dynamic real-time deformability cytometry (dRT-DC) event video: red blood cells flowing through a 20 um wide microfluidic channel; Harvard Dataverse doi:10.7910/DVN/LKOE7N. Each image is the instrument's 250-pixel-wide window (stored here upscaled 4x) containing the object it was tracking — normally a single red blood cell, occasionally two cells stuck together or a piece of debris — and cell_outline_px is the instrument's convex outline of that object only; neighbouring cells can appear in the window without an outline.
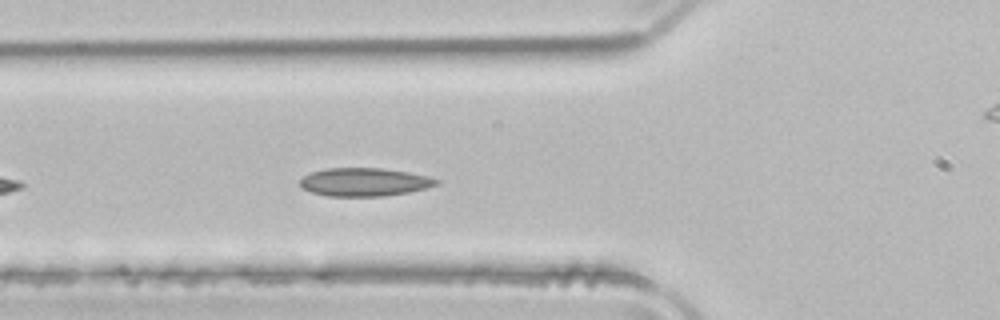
{"species": "common noctule bat (a hibernating species)", "species_latin": "Nyctalus noctula", "temperature_condition": "room temperature", "stored_images_in_passage": 18, "camera_frame_rate_fps": 3000, "um_per_image_px": 0.085, "animal": {"sex": "male", "body_mass_g": 21.5, "forearm_length_mm": 52.0}, "frame": {"image": 1, "passage_image": 6, "time_ms": 1.667, "image_size_px": [1000, 320], "cell_outline_px": [[440, 184], [428, 188], [408, 192], [384, 196], [328, 196], [312, 192], [300, 188], [300, 180], [304, 176], [312, 172], [324, 168], [384, 168], [408, 172], [428, 176], [440, 180]], "centroid_in_image_um": [30.99, 15.47], "position_along_channel_um": 94.8, "area_um2": 22.6}}
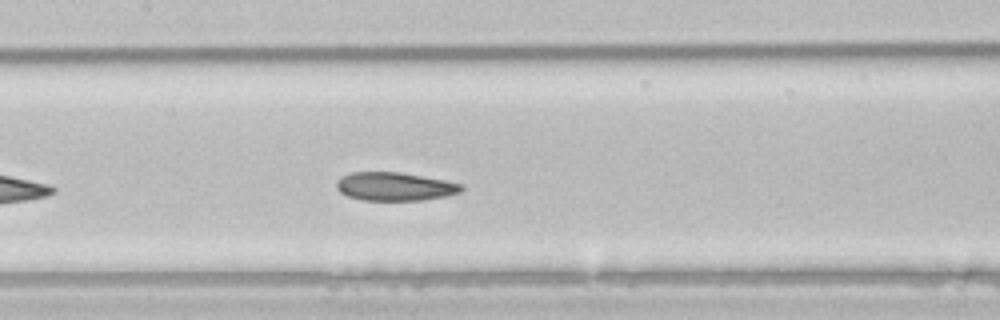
{"frame": {"image": 2, "passage_image": 12, "time_ms": 3.667, "image_size_px": [1000, 320], "cell_outline_px": [[464, 188], [460, 192], [448, 196], [424, 200], [364, 200], [348, 196], [340, 192], [336, 188], [336, 180], [340, 176], [352, 172], [400, 172], [444, 180], [464, 184]], "centroid_in_image_um": [33.56, 15.85], "position_along_channel_um": 173.8, "area_um2": 20.81}}
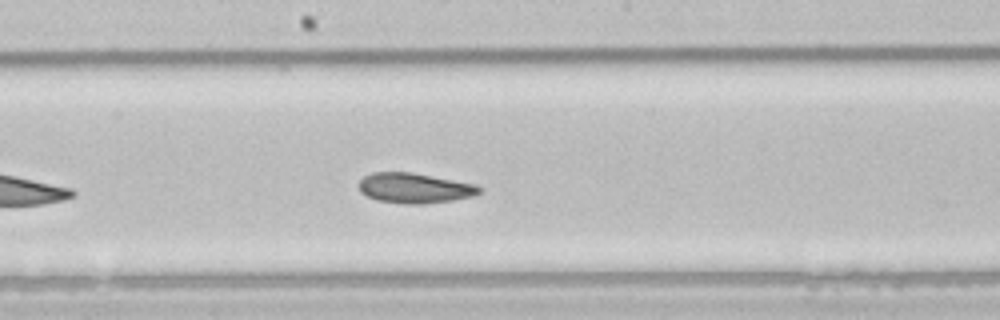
{"frame": {"image": 3, "passage_image": 15, "time_ms": 4.667, "image_size_px": [1000, 320], "cell_outline_px": [[480, 192], [472, 196], [452, 200], [424, 204], [404, 204], [376, 200], [360, 192], [360, 180], [364, 176], [372, 172], [412, 172], [476, 184], [480, 188]], "centroid_in_image_um": [35.22, 15.98], "position_along_channel_um": 213.0, "area_um2": 21.1}}